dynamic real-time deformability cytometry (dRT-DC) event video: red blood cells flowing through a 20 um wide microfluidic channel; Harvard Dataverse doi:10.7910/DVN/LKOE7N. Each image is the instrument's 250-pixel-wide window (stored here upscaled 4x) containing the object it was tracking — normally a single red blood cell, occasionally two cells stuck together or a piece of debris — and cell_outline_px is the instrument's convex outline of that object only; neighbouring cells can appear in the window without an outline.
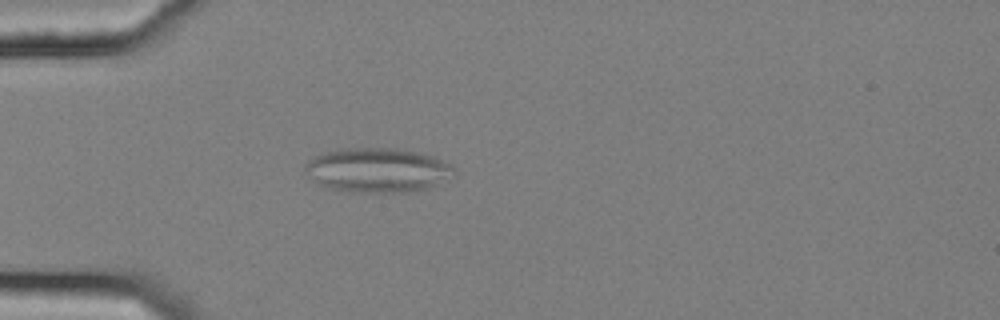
{"species": "common noctule bat (a hibernating species)", "species_latin": "Nyctalus noctula", "temperature_condition": "cold", "stored_images_in_passage": 55, "camera_frame_rate_fps": 3000, "um_per_image_px": 0.085, "animal": {"sex": "female", "body_mass_g": 25.1}, "frame": {"image": 1, "passage_image": 16, "time_ms": 5.0, "image_size_px": [1000, 320], "cell_outline_px": [[456, 176], [428, 188], [412, 192], [348, 192], [328, 188], [316, 184], [304, 172], [304, 164], [308, 160], [316, 156], [336, 148], [404, 148], [420, 152], [432, 156], [452, 164], [456, 168]], "centroid_in_image_um": [32.11, 14.46], "position_along_channel_um": 52.9, "area_um2": 39.48}}
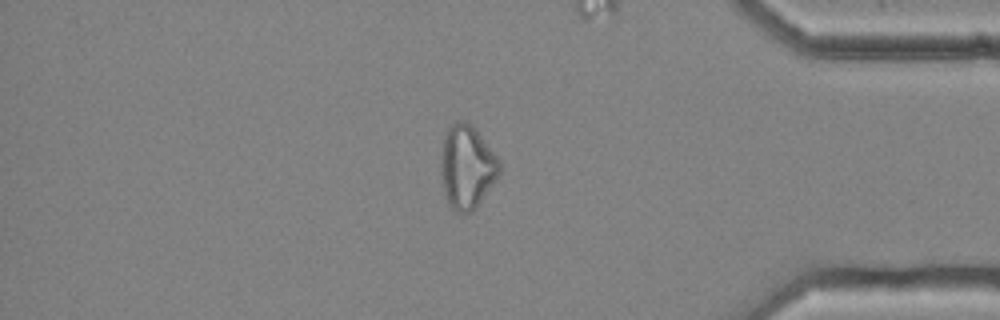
{"frame": {"image": 2, "passage_image": 47, "time_ms": 15.333, "image_size_px": [1000, 320], "cell_outline_px": [[504, 168], [500, 176], [476, 208], [472, 212], [456, 212], [448, 208], [444, 192], [440, 172], [440, 152], [444, 136], [448, 128], [456, 120], [468, 120], [476, 128], [500, 160]], "centroid_in_image_um": [39.7, 14.19], "position_along_channel_um": 395.5, "area_um2": 29.59}, "authors_computed_cell_mechanics": {"area_um2": 29.8826, "velocity_mm_per_s": 3.6602, "shape_relaxation_time_tau1_ms": null, "shape_relaxation_time_tau2_ms": 5.6799, "deformation_change_tau1": null, "deformation_change_tau2": 0.1752}}